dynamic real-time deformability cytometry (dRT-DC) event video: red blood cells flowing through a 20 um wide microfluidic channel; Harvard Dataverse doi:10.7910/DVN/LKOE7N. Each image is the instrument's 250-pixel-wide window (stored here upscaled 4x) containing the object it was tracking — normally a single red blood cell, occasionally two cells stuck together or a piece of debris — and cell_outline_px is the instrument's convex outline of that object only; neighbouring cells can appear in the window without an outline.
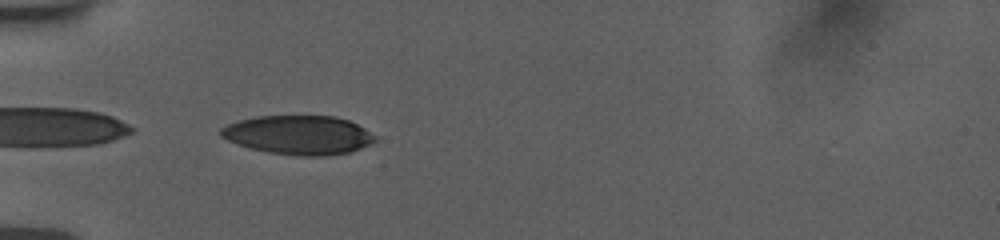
{"species": "human", "species_latin": "Homo sapiens", "temperature_condition": "room temperature", "stored_images_in_passage": 38, "camera_frame_rate_fps": 3000, "um_per_image_px": 0.085, "donor": {"sex": "female"}, "frame": {"image": 1, "passage_image": 1, "time_ms": 0.0, "image_size_px": [1000, 240], "cell_outline_px": [[376, 140], [360, 148], [348, 152], [328, 156], [300, 156], [268, 152], [248, 148], [236, 144], [220, 136], [220, 128], [228, 124], [240, 120], [260, 116], [336, 116], [348, 120], [364, 128], [376, 136]], "centroid_in_image_um": [25.36, 11.48], "position_along_channel_um": 59.6, "area_um2": 34.97}}
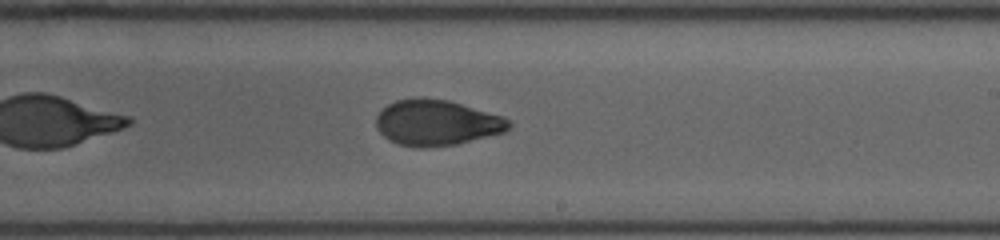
{"frame": {"image": 2, "passage_image": 17, "time_ms": 5.333, "image_size_px": [1000, 240], "cell_outline_px": [[512, 124], [504, 132], [456, 144], [420, 148], [396, 144], [388, 140], [376, 128], [376, 116], [388, 104], [396, 100], [416, 96], [424, 96], [448, 100], [504, 116]], "centroid_in_image_um": [37.09, 10.41], "position_along_channel_um": 251.9, "area_um2": 35.6}}
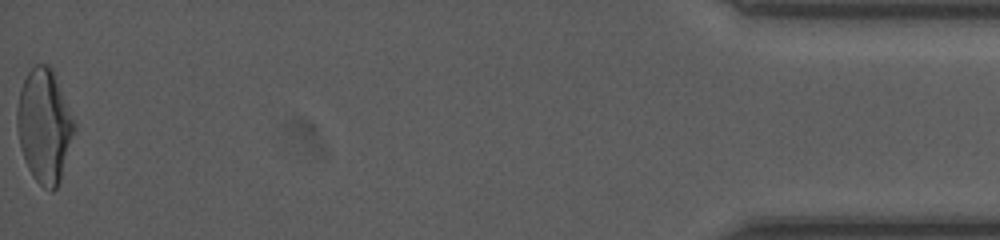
{"frame": {"image": 3, "passage_image": 38, "time_ms": 12.333, "image_size_px": [1000, 240], "cell_outline_px": [[76, 128], [60, 180], [56, 188], [52, 192], [44, 188], [32, 176], [24, 160], [20, 148], [16, 124], [16, 108], [20, 88], [28, 72], [36, 64], [48, 64], [52, 68], [76, 124]], "centroid_in_image_um": [3.75, 10.7], "position_along_channel_um": 431.4, "area_um2": 37.97}, "authors_computed_cell_mechanics": {"area_um2": 35.547, "velocity_mm_per_s": 3.793, "shape_relaxation_time_tau1_ms": 5.8759, "shape_relaxation_time_tau2_ms": 1.5701, "deformation_change_tau1": 0.1996, "deformation_change_tau2": 0.0643}}